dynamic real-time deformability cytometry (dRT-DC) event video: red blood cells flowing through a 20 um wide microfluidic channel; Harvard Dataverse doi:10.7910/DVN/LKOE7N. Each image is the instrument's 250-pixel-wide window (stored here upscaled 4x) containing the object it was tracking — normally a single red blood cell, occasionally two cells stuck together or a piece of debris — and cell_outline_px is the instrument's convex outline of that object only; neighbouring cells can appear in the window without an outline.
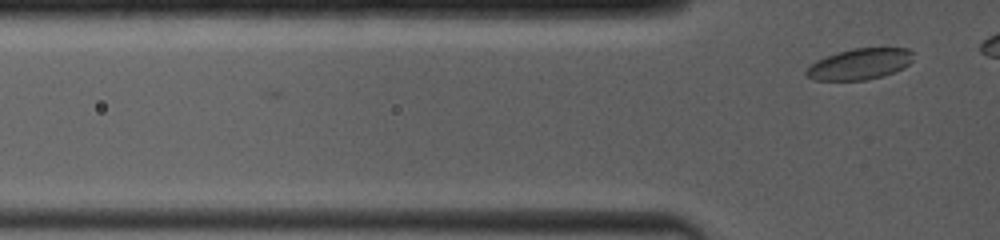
{"species": "common noctule bat (a hibernating species)", "species_latin": "Nyctalus noctula", "temperature_condition": "room temperature", "stored_images_in_passage": 2, "camera_frame_rate_fps": 4000, "um_per_image_px": 0.085, "animal": {"sex": "female", "body_mass_g": 19.0, "forearm_length_mm": 53.3}, "frame": {"image": 1, "passage_image": 2, "time_ms": 0.75, "image_size_px": [1000, 240], "cell_outline_px": [[912, 60], [904, 68], [880, 76], [864, 80], [812, 80], [804, 72], [816, 60], [824, 56], [836, 52], [852, 48], [908, 48], [912, 52]], "centroid_in_image_um": [73.04, 5.43], "position_along_channel_um": 52.8, "area_um2": 19.25}}